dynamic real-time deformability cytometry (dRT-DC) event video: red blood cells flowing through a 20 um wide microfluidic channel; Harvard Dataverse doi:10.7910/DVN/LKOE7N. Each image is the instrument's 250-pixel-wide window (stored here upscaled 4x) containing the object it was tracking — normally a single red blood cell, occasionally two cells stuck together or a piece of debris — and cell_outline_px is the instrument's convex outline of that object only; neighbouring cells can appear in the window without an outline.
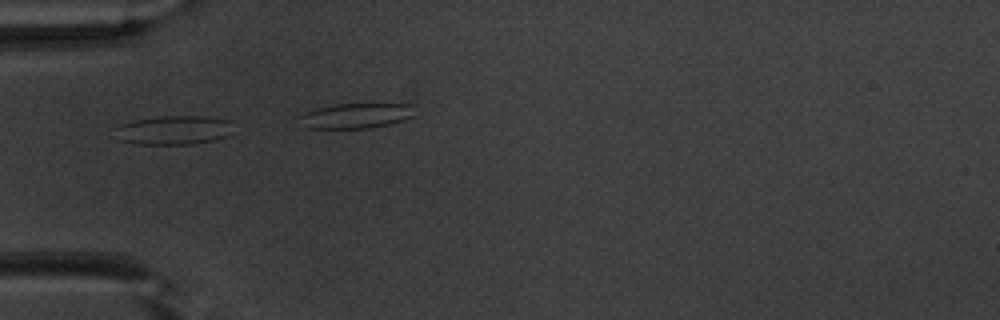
{"species": "common noctule bat (a hibernating species)", "species_latin": "Nyctalus noctula", "temperature_condition": "warm", "stored_images_in_passage": 6, "camera_frame_rate_fps": 3000, "um_per_image_px": 0.085, "animal": {"sex": "male", "body_mass_g": 20.1, "forearm_length_mm": 53.5}, "frame": {"image": 1, "passage_image": 2, "time_ms": 0.333, "image_size_px": [1000, 320], "cell_outline_px": [[232, 120], [228, 136], [216, 140], [192, 144], [136, 144], [120, 140], [116, 128], [120, 124], [136, 120], [164, 116], [208, 116]], "centroid_in_image_um": [14.82, 11.06], "position_along_channel_um": 70.2, "area_um2": 19.88}}
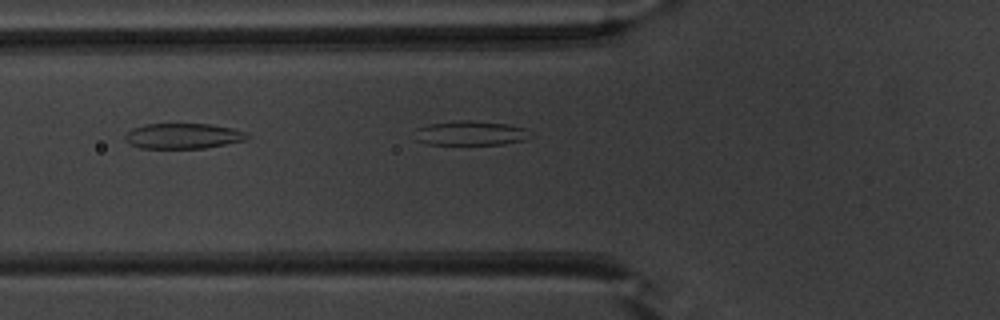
{"frame": {"image": 2, "passage_image": 5, "time_ms": 1.333, "image_size_px": [1000, 320], "cell_outline_px": [[248, 140], [204, 148], [140, 148], [124, 140], [124, 136], [132, 128], [144, 124], [212, 124], [232, 128], [244, 132], [248, 136]], "centroid_in_image_um": [15.55, 11.55], "position_along_channel_um": 110.2, "area_um2": 18.03}}